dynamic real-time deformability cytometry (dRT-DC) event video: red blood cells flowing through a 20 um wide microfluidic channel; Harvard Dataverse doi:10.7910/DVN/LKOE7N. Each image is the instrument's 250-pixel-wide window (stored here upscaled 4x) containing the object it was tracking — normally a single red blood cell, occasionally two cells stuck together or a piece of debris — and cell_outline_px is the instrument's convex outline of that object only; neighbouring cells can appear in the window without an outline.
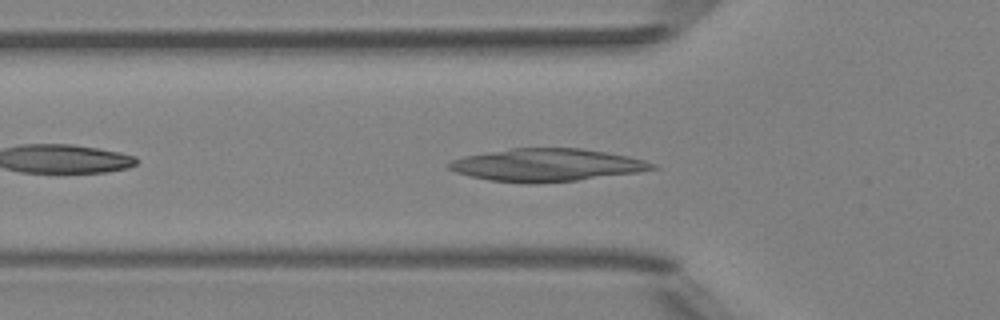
{"species": "Egyptian fruit bat (a non-hibernating species)", "species_latin": "Rousettus aegyptiacus", "temperature_condition": "room temperature", "stored_images_in_passage": 26, "camera_frame_rate_fps": 3000, "um_per_image_px": 0.085, "animal": {"sex": "female"}, "frame": {"image": 1, "passage_image": 6, "time_ms": 1.667, "image_size_px": [1000, 320], "cell_outline_px": [[660, 168], [636, 172], [576, 180], [532, 184], [528, 184], [488, 180], [456, 172], [448, 168], [448, 164], [452, 160], [464, 156], [512, 148], [580, 148], [628, 156], [644, 160], [656, 164]], "centroid_in_image_um": [46.47, 14.03], "position_along_channel_um": 79.3, "area_um2": 38.44}}
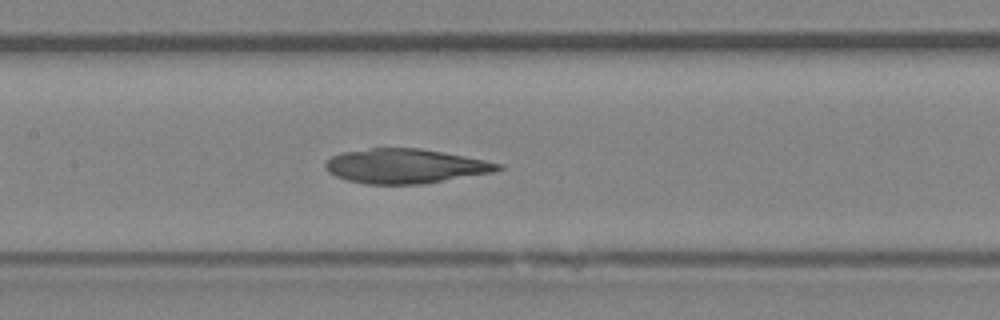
{"frame": {"image": 2, "passage_image": 13, "time_ms": 4.0, "image_size_px": [1000, 320], "cell_outline_px": [[504, 168], [492, 172], [424, 184], [364, 184], [348, 180], [336, 176], [328, 172], [324, 164], [332, 156], [340, 152], [372, 148], [420, 148], [464, 156], [504, 164]], "centroid_in_image_um": [34.44, 14.12], "position_along_channel_um": 173.0, "area_um2": 34.62}}
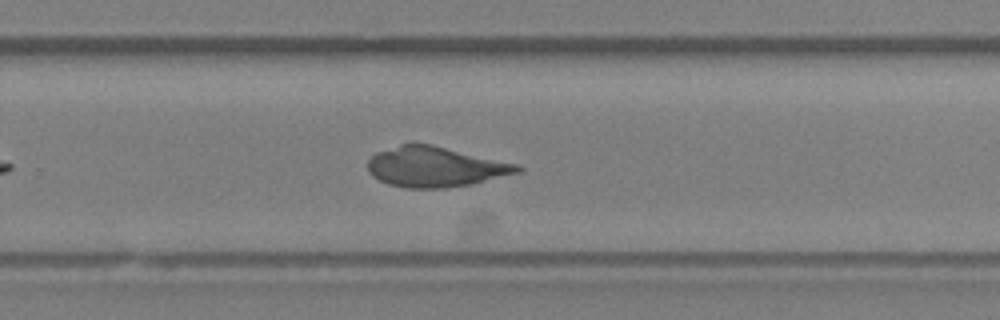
{"frame": {"image": 3, "passage_image": 22, "time_ms": 7.0, "image_size_px": [1000, 320], "cell_outline_px": [[524, 168], [520, 172], [472, 184], [444, 188], [408, 188], [388, 184], [372, 176], [368, 172], [368, 160], [376, 152], [400, 144], [432, 144], [516, 164]], "centroid_in_image_um": [36.98, 14.19], "position_along_channel_um": 292.8, "area_um2": 34.85}}